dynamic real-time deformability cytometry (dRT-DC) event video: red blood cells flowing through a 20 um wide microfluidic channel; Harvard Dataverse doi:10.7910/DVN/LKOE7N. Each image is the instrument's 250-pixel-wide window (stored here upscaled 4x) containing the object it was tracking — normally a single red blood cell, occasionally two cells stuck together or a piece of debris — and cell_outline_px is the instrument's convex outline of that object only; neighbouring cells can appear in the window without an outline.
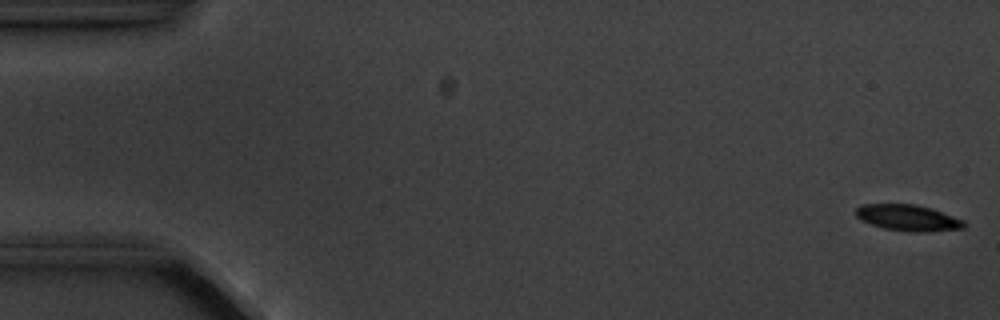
{"species": "common noctule bat (a hibernating species)", "species_latin": "Nyctalus noctula", "temperature_condition": "cold", "stored_images_in_passage": 15, "camera_frame_rate_fps": 3000, "um_per_image_px": 0.085, "animal": {"sex": "male", "body_mass_g": 20.1, "forearm_length_mm": 53.5}, "frame": {"image": 1, "passage_image": 1, "time_ms": 0.0, "image_size_px": [1000, 320], "cell_outline_px": [[968, 224], [964, 228], [928, 232], [908, 232], [884, 228], [872, 224], [856, 216], [856, 208], [860, 204], [916, 204], [932, 208], [964, 220]], "centroid_in_image_um": [77.23, 18.51], "position_along_channel_um": 7.8, "area_um2": 16.59}}
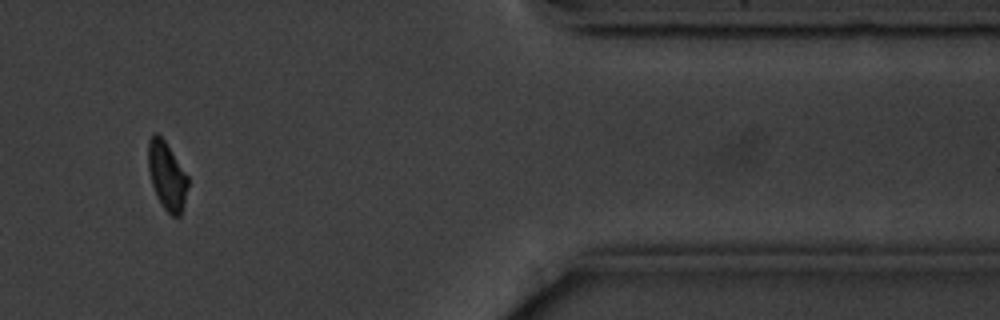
{"frame": {"image": 2, "passage_image": 13, "time_ms": 15.667, "image_size_px": [1000, 320], "cell_outline_px": [[188, 184], [180, 216], [172, 216], [160, 204], [156, 196], [152, 184], [148, 168], [148, 140], [152, 132], [156, 132], [164, 140], [188, 176]], "centroid_in_image_um": [14.16, 14.92], "position_along_channel_um": 397.2, "area_um2": 15.61}, "authors_computed_cell_mechanics": {"area_um2": 16.5886, "velocity_mm_per_s": 3.5517, "shape_relaxation_time_tau1_ms": 1.4473, "shape_relaxation_time_tau2_ms": null, "deformation_change_tau1": 0.087, "deformation_change_tau2": null}}